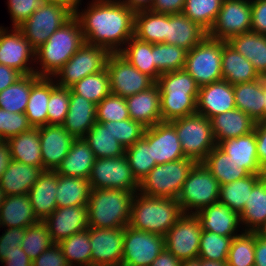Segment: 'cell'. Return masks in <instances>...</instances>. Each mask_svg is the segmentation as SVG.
I'll return each mask as SVG.
<instances>
[{
  "instance_id": "9f6ffc18",
  "label": "cell",
  "mask_w": 266,
  "mask_h": 266,
  "mask_svg": "<svg viewBox=\"0 0 266 266\" xmlns=\"http://www.w3.org/2000/svg\"><path fill=\"white\" fill-rule=\"evenodd\" d=\"M102 124L110 125L112 135L125 149L129 148L137 140L141 139L146 129V127H144L141 123L132 119L109 121Z\"/></svg>"
},
{
  "instance_id": "ee69618b",
  "label": "cell",
  "mask_w": 266,
  "mask_h": 266,
  "mask_svg": "<svg viewBox=\"0 0 266 266\" xmlns=\"http://www.w3.org/2000/svg\"><path fill=\"white\" fill-rule=\"evenodd\" d=\"M265 174H250L242 179L220 185L219 203L227 205L240 214L251 194L255 183Z\"/></svg>"
},
{
  "instance_id": "34e18365",
  "label": "cell",
  "mask_w": 266,
  "mask_h": 266,
  "mask_svg": "<svg viewBox=\"0 0 266 266\" xmlns=\"http://www.w3.org/2000/svg\"><path fill=\"white\" fill-rule=\"evenodd\" d=\"M41 3L56 4L62 7H67L73 14H75L76 8L80 0H39Z\"/></svg>"
},
{
  "instance_id": "4316f807",
  "label": "cell",
  "mask_w": 266,
  "mask_h": 266,
  "mask_svg": "<svg viewBox=\"0 0 266 266\" xmlns=\"http://www.w3.org/2000/svg\"><path fill=\"white\" fill-rule=\"evenodd\" d=\"M96 111V104L70 89L69 110L62 126L74 138H83L97 122Z\"/></svg>"
},
{
  "instance_id": "8c879c8a",
  "label": "cell",
  "mask_w": 266,
  "mask_h": 266,
  "mask_svg": "<svg viewBox=\"0 0 266 266\" xmlns=\"http://www.w3.org/2000/svg\"><path fill=\"white\" fill-rule=\"evenodd\" d=\"M11 160L12 158H11L8 142L1 140L0 141V179H1L2 174L8 168Z\"/></svg>"
},
{
  "instance_id": "ab89813d",
  "label": "cell",
  "mask_w": 266,
  "mask_h": 266,
  "mask_svg": "<svg viewBox=\"0 0 266 266\" xmlns=\"http://www.w3.org/2000/svg\"><path fill=\"white\" fill-rule=\"evenodd\" d=\"M128 62L141 73L148 75L155 82L161 73L154 65V44L142 41L134 35L127 41L125 47L119 52Z\"/></svg>"
},
{
  "instance_id": "4dcf8cb0",
  "label": "cell",
  "mask_w": 266,
  "mask_h": 266,
  "mask_svg": "<svg viewBox=\"0 0 266 266\" xmlns=\"http://www.w3.org/2000/svg\"><path fill=\"white\" fill-rule=\"evenodd\" d=\"M211 123L216 144L226 139L251 133L256 125V122L248 114L238 108L214 116Z\"/></svg>"
},
{
  "instance_id": "ffe728a7",
  "label": "cell",
  "mask_w": 266,
  "mask_h": 266,
  "mask_svg": "<svg viewBox=\"0 0 266 266\" xmlns=\"http://www.w3.org/2000/svg\"><path fill=\"white\" fill-rule=\"evenodd\" d=\"M44 223L52 242L58 244L74 233L89 228L87 205L56 208Z\"/></svg>"
},
{
  "instance_id": "4fadbf2b",
  "label": "cell",
  "mask_w": 266,
  "mask_h": 266,
  "mask_svg": "<svg viewBox=\"0 0 266 266\" xmlns=\"http://www.w3.org/2000/svg\"><path fill=\"white\" fill-rule=\"evenodd\" d=\"M106 69L111 93L123 98L145 91L156 83L132 66L119 52L109 55Z\"/></svg>"
},
{
  "instance_id": "d4e9b609",
  "label": "cell",
  "mask_w": 266,
  "mask_h": 266,
  "mask_svg": "<svg viewBox=\"0 0 266 266\" xmlns=\"http://www.w3.org/2000/svg\"><path fill=\"white\" fill-rule=\"evenodd\" d=\"M207 36V31L185 14H167L165 43L189 51Z\"/></svg>"
},
{
  "instance_id": "a7ac6f4b",
  "label": "cell",
  "mask_w": 266,
  "mask_h": 266,
  "mask_svg": "<svg viewBox=\"0 0 266 266\" xmlns=\"http://www.w3.org/2000/svg\"><path fill=\"white\" fill-rule=\"evenodd\" d=\"M21 76L17 70L0 64V92L12 85Z\"/></svg>"
},
{
  "instance_id": "be15d7a7",
  "label": "cell",
  "mask_w": 266,
  "mask_h": 266,
  "mask_svg": "<svg viewBox=\"0 0 266 266\" xmlns=\"http://www.w3.org/2000/svg\"><path fill=\"white\" fill-rule=\"evenodd\" d=\"M250 31L266 36V0H251Z\"/></svg>"
},
{
  "instance_id": "8fae6325",
  "label": "cell",
  "mask_w": 266,
  "mask_h": 266,
  "mask_svg": "<svg viewBox=\"0 0 266 266\" xmlns=\"http://www.w3.org/2000/svg\"><path fill=\"white\" fill-rule=\"evenodd\" d=\"M73 16L74 14L67 7L40 3L30 17L17 28L36 50Z\"/></svg>"
},
{
  "instance_id": "6da1fadb",
  "label": "cell",
  "mask_w": 266,
  "mask_h": 266,
  "mask_svg": "<svg viewBox=\"0 0 266 266\" xmlns=\"http://www.w3.org/2000/svg\"><path fill=\"white\" fill-rule=\"evenodd\" d=\"M74 16L79 20L86 43L120 52L134 35L135 12L120 0H92Z\"/></svg>"
},
{
  "instance_id": "3957f363",
  "label": "cell",
  "mask_w": 266,
  "mask_h": 266,
  "mask_svg": "<svg viewBox=\"0 0 266 266\" xmlns=\"http://www.w3.org/2000/svg\"><path fill=\"white\" fill-rule=\"evenodd\" d=\"M156 84L160 89L162 122L196 114L199 86L185 69L161 74Z\"/></svg>"
},
{
  "instance_id": "7c38bea8",
  "label": "cell",
  "mask_w": 266,
  "mask_h": 266,
  "mask_svg": "<svg viewBox=\"0 0 266 266\" xmlns=\"http://www.w3.org/2000/svg\"><path fill=\"white\" fill-rule=\"evenodd\" d=\"M88 181L91 189L139 191V182L133 176L126 155L96 158Z\"/></svg>"
},
{
  "instance_id": "89a4df30",
  "label": "cell",
  "mask_w": 266,
  "mask_h": 266,
  "mask_svg": "<svg viewBox=\"0 0 266 266\" xmlns=\"http://www.w3.org/2000/svg\"><path fill=\"white\" fill-rule=\"evenodd\" d=\"M254 266H266V238L255 232Z\"/></svg>"
},
{
  "instance_id": "c3c4849f",
  "label": "cell",
  "mask_w": 266,
  "mask_h": 266,
  "mask_svg": "<svg viewBox=\"0 0 266 266\" xmlns=\"http://www.w3.org/2000/svg\"><path fill=\"white\" fill-rule=\"evenodd\" d=\"M223 0H185L183 14L207 32L213 26Z\"/></svg>"
},
{
  "instance_id": "94428289",
  "label": "cell",
  "mask_w": 266,
  "mask_h": 266,
  "mask_svg": "<svg viewBox=\"0 0 266 266\" xmlns=\"http://www.w3.org/2000/svg\"><path fill=\"white\" fill-rule=\"evenodd\" d=\"M25 236V228H4V233L0 235V263L6 258L7 254L20 247Z\"/></svg>"
},
{
  "instance_id": "2a66077c",
  "label": "cell",
  "mask_w": 266,
  "mask_h": 266,
  "mask_svg": "<svg viewBox=\"0 0 266 266\" xmlns=\"http://www.w3.org/2000/svg\"><path fill=\"white\" fill-rule=\"evenodd\" d=\"M181 266H201V259L199 257L189 260H184Z\"/></svg>"
},
{
  "instance_id": "ba28073f",
  "label": "cell",
  "mask_w": 266,
  "mask_h": 266,
  "mask_svg": "<svg viewBox=\"0 0 266 266\" xmlns=\"http://www.w3.org/2000/svg\"><path fill=\"white\" fill-rule=\"evenodd\" d=\"M174 128L185 157L202 162L217 145L211 120L200 114L177 118L169 122Z\"/></svg>"
},
{
  "instance_id": "e7e4bbea",
  "label": "cell",
  "mask_w": 266,
  "mask_h": 266,
  "mask_svg": "<svg viewBox=\"0 0 266 266\" xmlns=\"http://www.w3.org/2000/svg\"><path fill=\"white\" fill-rule=\"evenodd\" d=\"M254 130L259 164L266 172V121L256 122Z\"/></svg>"
},
{
  "instance_id": "91938a15",
  "label": "cell",
  "mask_w": 266,
  "mask_h": 266,
  "mask_svg": "<svg viewBox=\"0 0 266 266\" xmlns=\"http://www.w3.org/2000/svg\"><path fill=\"white\" fill-rule=\"evenodd\" d=\"M40 3L39 0H7L8 13H10L12 21L11 27L21 25L38 8Z\"/></svg>"
},
{
  "instance_id": "ac0fdd59",
  "label": "cell",
  "mask_w": 266,
  "mask_h": 266,
  "mask_svg": "<svg viewBox=\"0 0 266 266\" xmlns=\"http://www.w3.org/2000/svg\"><path fill=\"white\" fill-rule=\"evenodd\" d=\"M124 227L100 229L90 227L91 266H121Z\"/></svg>"
},
{
  "instance_id": "b9fcfbb0",
  "label": "cell",
  "mask_w": 266,
  "mask_h": 266,
  "mask_svg": "<svg viewBox=\"0 0 266 266\" xmlns=\"http://www.w3.org/2000/svg\"><path fill=\"white\" fill-rule=\"evenodd\" d=\"M264 121H266V84L264 83Z\"/></svg>"
},
{
  "instance_id": "11a10c76",
  "label": "cell",
  "mask_w": 266,
  "mask_h": 266,
  "mask_svg": "<svg viewBox=\"0 0 266 266\" xmlns=\"http://www.w3.org/2000/svg\"><path fill=\"white\" fill-rule=\"evenodd\" d=\"M96 110V121L99 123L130 119L126 99L113 93L97 104Z\"/></svg>"
},
{
  "instance_id": "cb8c5ba5",
  "label": "cell",
  "mask_w": 266,
  "mask_h": 266,
  "mask_svg": "<svg viewBox=\"0 0 266 266\" xmlns=\"http://www.w3.org/2000/svg\"><path fill=\"white\" fill-rule=\"evenodd\" d=\"M125 99L130 119L146 128L162 122L160 89L156 83L149 89Z\"/></svg>"
},
{
  "instance_id": "f1b7e54d",
  "label": "cell",
  "mask_w": 266,
  "mask_h": 266,
  "mask_svg": "<svg viewBox=\"0 0 266 266\" xmlns=\"http://www.w3.org/2000/svg\"><path fill=\"white\" fill-rule=\"evenodd\" d=\"M43 171V168L11 160L1 176L0 188L5 196L28 194Z\"/></svg>"
},
{
  "instance_id": "7402d4cb",
  "label": "cell",
  "mask_w": 266,
  "mask_h": 266,
  "mask_svg": "<svg viewBox=\"0 0 266 266\" xmlns=\"http://www.w3.org/2000/svg\"><path fill=\"white\" fill-rule=\"evenodd\" d=\"M233 85L225 80L199 87L196 113L212 119L214 116L235 109Z\"/></svg>"
},
{
  "instance_id": "09005b40",
  "label": "cell",
  "mask_w": 266,
  "mask_h": 266,
  "mask_svg": "<svg viewBox=\"0 0 266 266\" xmlns=\"http://www.w3.org/2000/svg\"><path fill=\"white\" fill-rule=\"evenodd\" d=\"M5 194L3 193L2 189L0 188V207L4 202Z\"/></svg>"
},
{
  "instance_id": "603a6c76",
  "label": "cell",
  "mask_w": 266,
  "mask_h": 266,
  "mask_svg": "<svg viewBox=\"0 0 266 266\" xmlns=\"http://www.w3.org/2000/svg\"><path fill=\"white\" fill-rule=\"evenodd\" d=\"M196 215L200 220L202 230L232 238L243 232L239 214L219 202L203 208Z\"/></svg>"
},
{
  "instance_id": "bcb514c9",
  "label": "cell",
  "mask_w": 266,
  "mask_h": 266,
  "mask_svg": "<svg viewBox=\"0 0 266 266\" xmlns=\"http://www.w3.org/2000/svg\"><path fill=\"white\" fill-rule=\"evenodd\" d=\"M70 266H91L90 227L58 243Z\"/></svg>"
},
{
  "instance_id": "f546056e",
  "label": "cell",
  "mask_w": 266,
  "mask_h": 266,
  "mask_svg": "<svg viewBox=\"0 0 266 266\" xmlns=\"http://www.w3.org/2000/svg\"><path fill=\"white\" fill-rule=\"evenodd\" d=\"M95 155L84 138H75L70 150L54 170L58 175L88 179Z\"/></svg>"
},
{
  "instance_id": "753ad0ef",
  "label": "cell",
  "mask_w": 266,
  "mask_h": 266,
  "mask_svg": "<svg viewBox=\"0 0 266 266\" xmlns=\"http://www.w3.org/2000/svg\"><path fill=\"white\" fill-rule=\"evenodd\" d=\"M120 1L134 12L150 10L154 2V0H120Z\"/></svg>"
},
{
  "instance_id": "9a60e30c",
  "label": "cell",
  "mask_w": 266,
  "mask_h": 266,
  "mask_svg": "<svg viewBox=\"0 0 266 266\" xmlns=\"http://www.w3.org/2000/svg\"><path fill=\"white\" fill-rule=\"evenodd\" d=\"M164 237L158 234L124 227L121 266H150L164 250Z\"/></svg>"
},
{
  "instance_id": "67dfc351",
  "label": "cell",
  "mask_w": 266,
  "mask_h": 266,
  "mask_svg": "<svg viewBox=\"0 0 266 266\" xmlns=\"http://www.w3.org/2000/svg\"><path fill=\"white\" fill-rule=\"evenodd\" d=\"M92 266H112V265H92Z\"/></svg>"
},
{
  "instance_id": "f907efd6",
  "label": "cell",
  "mask_w": 266,
  "mask_h": 266,
  "mask_svg": "<svg viewBox=\"0 0 266 266\" xmlns=\"http://www.w3.org/2000/svg\"><path fill=\"white\" fill-rule=\"evenodd\" d=\"M125 155L133 176L139 183L156 166L152 159L151 146L143 137L125 149Z\"/></svg>"
},
{
  "instance_id": "484cf974",
  "label": "cell",
  "mask_w": 266,
  "mask_h": 266,
  "mask_svg": "<svg viewBox=\"0 0 266 266\" xmlns=\"http://www.w3.org/2000/svg\"><path fill=\"white\" fill-rule=\"evenodd\" d=\"M57 177L54 170H44L27 194L39 221H44L57 208Z\"/></svg>"
},
{
  "instance_id": "2644e50d",
  "label": "cell",
  "mask_w": 266,
  "mask_h": 266,
  "mask_svg": "<svg viewBox=\"0 0 266 266\" xmlns=\"http://www.w3.org/2000/svg\"><path fill=\"white\" fill-rule=\"evenodd\" d=\"M182 261L166 248L154 259L150 266H181Z\"/></svg>"
},
{
  "instance_id": "03108f58",
  "label": "cell",
  "mask_w": 266,
  "mask_h": 266,
  "mask_svg": "<svg viewBox=\"0 0 266 266\" xmlns=\"http://www.w3.org/2000/svg\"><path fill=\"white\" fill-rule=\"evenodd\" d=\"M185 0H154L150 11L163 14H179L183 12Z\"/></svg>"
},
{
  "instance_id": "11e5206c",
  "label": "cell",
  "mask_w": 266,
  "mask_h": 266,
  "mask_svg": "<svg viewBox=\"0 0 266 266\" xmlns=\"http://www.w3.org/2000/svg\"><path fill=\"white\" fill-rule=\"evenodd\" d=\"M201 266H228L226 261H213L201 259Z\"/></svg>"
},
{
  "instance_id": "deb4b68c",
  "label": "cell",
  "mask_w": 266,
  "mask_h": 266,
  "mask_svg": "<svg viewBox=\"0 0 266 266\" xmlns=\"http://www.w3.org/2000/svg\"><path fill=\"white\" fill-rule=\"evenodd\" d=\"M264 83L266 84V73L262 76Z\"/></svg>"
},
{
  "instance_id": "74e56055",
  "label": "cell",
  "mask_w": 266,
  "mask_h": 266,
  "mask_svg": "<svg viewBox=\"0 0 266 266\" xmlns=\"http://www.w3.org/2000/svg\"><path fill=\"white\" fill-rule=\"evenodd\" d=\"M227 43L247 58L262 77L266 73V36L249 31L231 37Z\"/></svg>"
},
{
  "instance_id": "003e7915",
  "label": "cell",
  "mask_w": 266,
  "mask_h": 266,
  "mask_svg": "<svg viewBox=\"0 0 266 266\" xmlns=\"http://www.w3.org/2000/svg\"><path fill=\"white\" fill-rule=\"evenodd\" d=\"M32 260L23 251L21 247H17V250L7 254L6 258L1 262L3 266H32Z\"/></svg>"
},
{
  "instance_id": "f35d334b",
  "label": "cell",
  "mask_w": 266,
  "mask_h": 266,
  "mask_svg": "<svg viewBox=\"0 0 266 266\" xmlns=\"http://www.w3.org/2000/svg\"><path fill=\"white\" fill-rule=\"evenodd\" d=\"M202 163L216 178L219 185L234 182L251 174L243 165L236 163L231 156L227 155L217 145Z\"/></svg>"
},
{
  "instance_id": "f5cc1de1",
  "label": "cell",
  "mask_w": 266,
  "mask_h": 266,
  "mask_svg": "<svg viewBox=\"0 0 266 266\" xmlns=\"http://www.w3.org/2000/svg\"><path fill=\"white\" fill-rule=\"evenodd\" d=\"M22 240L20 247L32 261L54 244L44 221H38L25 228V236Z\"/></svg>"
},
{
  "instance_id": "7dc6e473",
  "label": "cell",
  "mask_w": 266,
  "mask_h": 266,
  "mask_svg": "<svg viewBox=\"0 0 266 266\" xmlns=\"http://www.w3.org/2000/svg\"><path fill=\"white\" fill-rule=\"evenodd\" d=\"M70 89L94 104H99L111 93L107 69L82 78Z\"/></svg>"
},
{
  "instance_id": "83f0119b",
  "label": "cell",
  "mask_w": 266,
  "mask_h": 266,
  "mask_svg": "<svg viewBox=\"0 0 266 266\" xmlns=\"http://www.w3.org/2000/svg\"><path fill=\"white\" fill-rule=\"evenodd\" d=\"M217 146L251 174H266L259 164L255 130L237 138L220 141Z\"/></svg>"
},
{
  "instance_id": "6f0895ef",
  "label": "cell",
  "mask_w": 266,
  "mask_h": 266,
  "mask_svg": "<svg viewBox=\"0 0 266 266\" xmlns=\"http://www.w3.org/2000/svg\"><path fill=\"white\" fill-rule=\"evenodd\" d=\"M70 88L59 87L51 91L47 104L48 125H62L69 110Z\"/></svg>"
},
{
  "instance_id": "d6986e66",
  "label": "cell",
  "mask_w": 266,
  "mask_h": 266,
  "mask_svg": "<svg viewBox=\"0 0 266 266\" xmlns=\"http://www.w3.org/2000/svg\"><path fill=\"white\" fill-rule=\"evenodd\" d=\"M143 138L151 146L152 159L156 165L185 158L175 128L169 122L146 128Z\"/></svg>"
},
{
  "instance_id": "979ff035",
  "label": "cell",
  "mask_w": 266,
  "mask_h": 266,
  "mask_svg": "<svg viewBox=\"0 0 266 266\" xmlns=\"http://www.w3.org/2000/svg\"><path fill=\"white\" fill-rule=\"evenodd\" d=\"M259 234L261 236H263L264 238H266V224L265 226L259 231Z\"/></svg>"
},
{
  "instance_id": "277c9868",
  "label": "cell",
  "mask_w": 266,
  "mask_h": 266,
  "mask_svg": "<svg viewBox=\"0 0 266 266\" xmlns=\"http://www.w3.org/2000/svg\"><path fill=\"white\" fill-rule=\"evenodd\" d=\"M182 215L177 199L151 197L137 192L132 199L128 226L164 237Z\"/></svg>"
},
{
  "instance_id": "e0dca14e",
  "label": "cell",
  "mask_w": 266,
  "mask_h": 266,
  "mask_svg": "<svg viewBox=\"0 0 266 266\" xmlns=\"http://www.w3.org/2000/svg\"><path fill=\"white\" fill-rule=\"evenodd\" d=\"M0 30V64L17 70L21 75L35 73V49L17 28Z\"/></svg>"
},
{
  "instance_id": "8992f818",
  "label": "cell",
  "mask_w": 266,
  "mask_h": 266,
  "mask_svg": "<svg viewBox=\"0 0 266 266\" xmlns=\"http://www.w3.org/2000/svg\"><path fill=\"white\" fill-rule=\"evenodd\" d=\"M196 163L195 160L185 157L158 164L140 181L138 192L151 197L177 199Z\"/></svg>"
},
{
  "instance_id": "5bb4252c",
  "label": "cell",
  "mask_w": 266,
  "mask_h": 266,
  "mask_svg": "<svg viewBox=\"0 0 266 266\" xmlns=\"http://www.w3.org/2000/svg\"><path fill=\"white\" fill-rule=\"evenodd\" d=\"M202 228L196 214H184L164 235L165 248L181 261L199 255Z\"/></svg>"
},
{
  "instance_id": "60d3db41",
  "label": "cell",
  "mask_w": 266,
  "mask_h": 266,
  "mask_svg": "<svg viewBox=\"0 0 266 266\" xmlns=\"http://www.w3.org/2000/svg\"><path fill=\"white\" fill-rule=\"evenodd\" d=\"M91 193L88 179L58 175L57 208L87 205Z\"/></svg>"
},
{
  "instance_id": "e575fe53",
  "label": "cell",
  "mask_w": 266,
  "mask_h": 266,
  "mask_svg": "<svg viewBox=\"0 0 266 266\" xmlns=\"http://www.w3.org/2000/svg\"><path fill=\"white\" fill-rule=\"evenodd\" d=\"M235 106L255 122L264 121V81L260 79L233 85Z\"/></svg>"
},
{
  "instance_id": "db71d44e",
  "label": "cell",
  "mask_w": 266,
  "mask_h": 266,
  "mask_svg": "<svg viewBox=\"0 0 266 266\" xmlns=\"http://www.w3.org/2000/svg\"><path fill=\"white\" fill-rule=\"evenodd\" d=\"M232 239V237L202 230L198 257L213 261H227Z\"/></svg>"
},
{
  "instance_id": "7bdbcfd3",
  "label": "cell",
  "mask_w": 266,
  "mask_h": 266,
  "mask_svg": "<svg viewBox=\"0 0 266 266\" xmlns=\"http://www.w3.org/2000/svg\"><path fill=\"white\" fill-rule=\"evenodd\" d=\"M83 138L96 158H112L125 155V148L112 135L110 125L96 122Z\"/></svg>"
},
{
  "instance_id": "8d00e7d4",
  "label": "cell",
  "mask_w": 266,
  "mask_h": 266,
  "mask_svg": "<svg viewBox=\"0 0 266 266\" xmlns=\"http://www.w3.org/2000/svg\"><path fill=\"white\" fill-rule=\"evenodd\" d=\"M12 160L43 168L39 127H31L7 140Z\"/></svg>"
},
{
  "instance_id": "d590c367",
  "label": "cell",
  "mask_w": 266,
  "mask_h": 266,
  "mask_svg": "<svg viewBox=\"0 0 266 266\" xmlns=\"http://www.w3.org/2000/svg\"><path fill=\"white\" fill-rule=\"evenodd\" d=\"M56 86L52 77H39L32 84L25 110V115L32 127L48 125L47 104L50 93Z\"/></svg>"
},
{
  "instance_id": "f6af8a7d",
  "label": "cell",
  "mask_w": 266,
  "mask_h": 266,
  "mask_svg": "<svg viewBox=\"0 0 266 266\" xmlns=\"http://www.w3.org/2000/svg\"><path fill=\"white\" fill-rule=\"evenodd\" d=\"M39 78L34 73L22 75L12 85L0 92V108L11 113H25L32 84Z\"/></svg>"
},
{
  "instance_id": "44dd1931",
  "label": "cell",
  "mask_w": 266,
  "mask_h": 266,
  "mask_svg": "<svg viewBox=\"0 0 266 266\" xmlns=\"http://www.w3.org/2000/svg\"><path fill=\"white\" fill-rule=\"evenodd\" d=\"M44 170H55L67 156L74 137L62 125L39 127Z\"/></svg>"
},
{
  "instance_id": "680465c9",
  "label": "cell",
  "mask_w": 266,
  "mask_h": 266,
  "mask_svg": "<svg viewBox=\"0 0 266 266\" xmlns=\"http://www.w3.org/2000/svg\"><path fill=\"white\" fill-rule=\"evenodd\" d=\"M32 126L25 113H11L0 108V138L7 141L11 137L29 130Z\"/></svg>"
},
{
  "instance_id": "1f68e13d",
  "label": "cell",
  "mask_w": 266,
  "mask_h": 266,
  "mask_svg": "<svg viewBox=\"0 0 266 266\" xmlns=\"http://www.w3.org/2000/svg\"><path fill=\"white\" fill-rule=\"evenodd\" d=\"M38 221L27 194L5 196L0 207V228H27Z\"/></svg>"
},
{
  "instance_id": "30bf717a",
  "label": "cell",
  "mask_w": 266,
  "mask_h": 266,
  "mask_svg": "<svg viewBox=\"0 0 266 266\" xmlns=\"http://www.w3.org/2000/svg\"><path fill=\"white\" fill-rule=\"evenodd\" d=\"M221 60L222 40L206 36L188 51L184 69L202 87L223 80Z\"/></svg>"
},
{
  "instance_id": "d6a6232c",
  "label": "cell",
  "mask_w": 266,
  "mask_h": 266,
  "mask_svg": "<svg viewBox=\"0 0 266 266\" xmlns=\"http://www.w3.org/2000/svg\"><path fill=\"white\" fill-rule=\"evenodd\" d=\"M245 232H259L266 224V174L252 188L243 211L239 214Z\"/></svg>"
},
{
  "instance_id": "2e32d148",
  "label": "cell",
  "mask_w": 266,
  "mask_h": 266,
  "mask_svg": "<svg viewBox=\"0 0 266 266\" xmlns=\"http://www.w3.org/2000/svg\"><path fill=\"white\" fill-rule=\"evenodd\" d=\"M250 27L251 0H223L207 36L227 42L233 36L249 32Z\"/></svg>"
},
{
  "instance_id": "9c48e42d",
  "label": "cell",
  "mask_w": 266,
  "mask_h": 266,
  "mask_svg": "<svg viewBox=\"0 0 266 266\" xmlns=\"http://www.w3.org/2000/svg\"><path fill=\"white\" fill-rule=\"evenodd\" d=\"M110 54L104 47L85 42L52 78L59 87L71 88L82 78L106 69Z\"/></svg>"
},
{
  "instance_id": "6125c7cd",
  "label": "cell",
  "mask_w": 266,
  "mask_h": 266,
  "mask_svg": "<svg viewBox=\"0 0 266 266\" xmlns=\"http://www.w3.org/2000/svg\"><path fill=\"white\" fill-rule=\"evenodd\" d=\"M32 266H70L65 259L58 244H52L42 252L33 262Z\"/></svg>"
},
{
  "instance_id": "836d02e7",
  "label": "cell",
  "mask_w": 266,
  "mask_h": 266,
  "mask_svg": "<svg viewBox=\"0 0 266 266\" xmlns=\"http://www.w3.org/2000/svg\"><path fill=\"white\" fill-rule=\"evenodd\" d=\"M221 66L223 80L231 85L251 82L261 78L254 69L253 64L226 41H222Z\"/></svg>"
},
{
  "instance_id": "681fc988",
  "label": "cell",
  "mask_w": 266,
  "mask_h": 266,
  "mask_svg": "<svg viewBox=\"0 0 266 266\" xmlns=\"http://www.w3.org/2000/svg\"><path fill=\"white\" fill-rule=\"evenodd\" d=\"M188 51L182 47L157 43L154 44V65L161 73L184 69Z\"/></svg>"
},
{
  "instance_id": "b9f144b4",
  "label": "cell",
  "mask_w": 266,
  "mask_h": 266,
  "mask_svg": "<svg viewBox=\"0 0 266 266\" xmlns=\"http://www.w3.org/2000/svg\"><path fill=\"white\" fill-rule=\"evenodd\" d=\"M167 14L150 10L135 12L134 36L151 44L165 43Z\"/></svg>"
},
{
  "instance_id": "5b68a950",
  "label": "cell",
  "mask_w": 266,
  "mask_h": 266,
  "mask_svg": "<svg viewBox=\"0 0 266 266\" xmlns=\"http://www.w3.org/2000/svg\"><path fill=\"white\" fill-rule=\"evenodd\" d=\"M138 191L91 189L87 203L88 226L100 229L126 227L131 204Z\"/></svg>"
},
{
  "instance_id": "816d5d0a",
  "label": "cell",
  "mask_w": 266,
  "mask_h": 266,
  "mask_svg": "<svg viewBox=\"0 0 266 266\" xmlns=\"http://www.w3.org/2000/svg\"><path fill=\"white\" fill-rule=\"evenodd\" d=\"M255 232L243 231L232 239L227 256L228 266H254Z\"/></svg>"
},
{
  "instance_id": "52a82bcc",
  "label": "cell",
  "mask_w": 266,
  "mask_h": 266,
  "mask_svg": "<svg viewBox=\"0 0 266 266\" xmlns=\"http://www.w3.org/2000/svg\"><path fill=\"white\" fill-rule=\"evenodd\" d=\"M220 185L212 173L198 162L190 171L177 197L184 214H196L218 203Z\"/></svg>"
},
{
  "instance_id": "7a4b0ae2",
  "label": "cell",
  "mask_w": 266,
  "mask_h": 266,
  "mask_svg": "<svg viewBox=\"0 0 266 266\" xmlns=\"http://www.w3.org/2000/svg\"><path fill=\"white\" fill-rule=\"evenodd\" d=\"M84 43L80 22L73 16L35 50V73L53 77Z\"/></svg>"
}]
</instances>
